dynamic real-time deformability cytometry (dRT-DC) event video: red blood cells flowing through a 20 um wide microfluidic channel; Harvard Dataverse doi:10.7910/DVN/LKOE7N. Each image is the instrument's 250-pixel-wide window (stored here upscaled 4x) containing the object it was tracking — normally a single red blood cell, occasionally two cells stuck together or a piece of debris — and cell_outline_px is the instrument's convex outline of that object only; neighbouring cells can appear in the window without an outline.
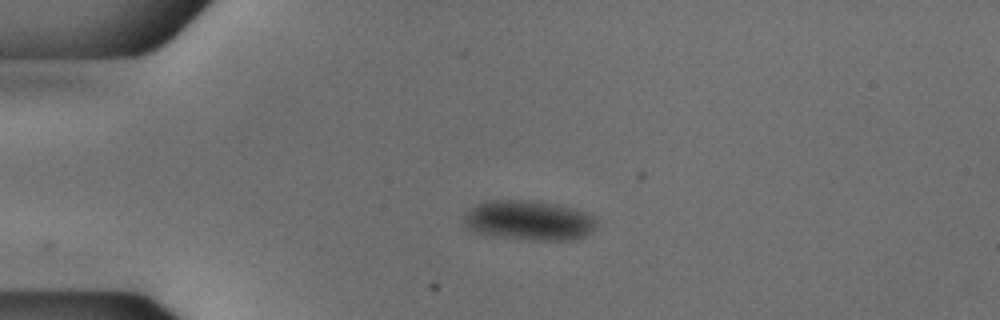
{"species": "common noctule bat (a hibernating species)", "species_latin": "Nyctalus noctula", "temperature_condition": "cold", "stored_images_in_passage": 42, "camera_frame_rate_fps": 3000, "um_per_image_px": 0.085, "animal": {"sex": "male", "body_mass_g": 18.8}, "frame": {"image": 1, "passage_image": 1, "time_ms": 0.0, "image_size_px": [1000, 320], "cell_outline_px": [[596, 224], [592, 232], [584, 236], [572, 240], [532, 240], [476, 232], [468, 228], [464, 224], [464, 216], [468, 208], [476, 204], [488, 200], [520, 200], [556, 204], [572, 208], [584, 212], [592, 216], [596, 220]], "centroid_in_image_um": [44.95, 18.72], "position_along_channel_um": 40.1, "area_um2": 30.4}}
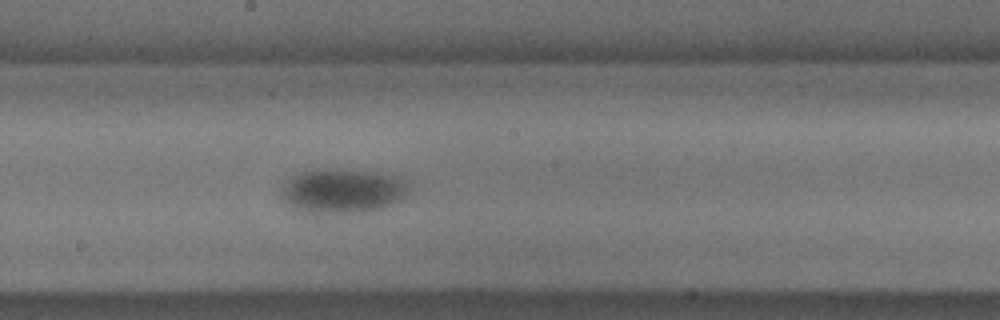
{"frame": {"image": 2, "passage_image": 18, "time_ms": 5.667, "image_size_px": [1000, 320], "cell_outline_px": [[412, 180], [404, 196], [400, 200], [392, 204], [380, 208], [360, 212], [308, 212], [296, 208], [288, 204], [280, 196], [284, 184], [292, 176], [300, 172], [316, 168], [320, 168], [376, 172]], "centroid_in_image_um": [29.14, 16.19], "position_along_channel_um": 219.1, "area_um2": 32.77}}
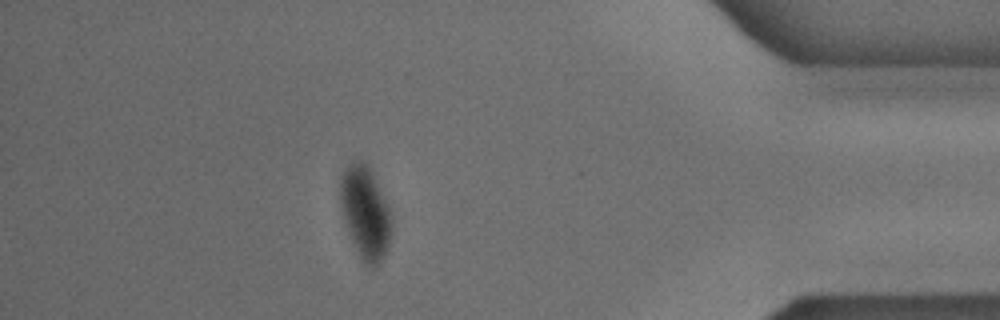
{"frame": {"image": 3, "passage_image": 36, "time_ms": 11.667, "image_size_px": [1000, 320], "cell_outline_px": [[392, 220], [388, 244], [384, 256], [380, 264], [376, 268], [368, 268], [364, 264], [352, 244], [344, 224], [340, 204], [340, 176], [348, 164], [356, 160], [360, 160], [368, 164], [372, 172], [388, 208]], "centroid_in_image_um": [31.01, 18.12], "position_along_channel_um": 404.2, "area_um2": 27.86}}